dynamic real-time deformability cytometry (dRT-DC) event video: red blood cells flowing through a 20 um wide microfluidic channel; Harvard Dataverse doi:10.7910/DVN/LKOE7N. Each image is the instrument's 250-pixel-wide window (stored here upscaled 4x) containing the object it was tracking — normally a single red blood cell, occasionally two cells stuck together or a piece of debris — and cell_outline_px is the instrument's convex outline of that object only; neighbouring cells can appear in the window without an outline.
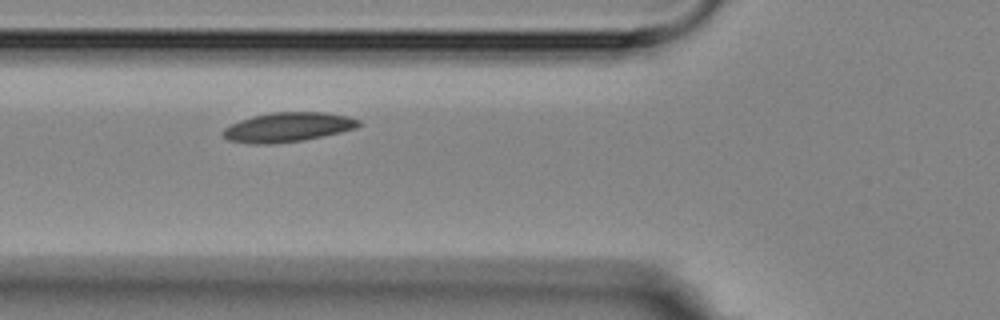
{"species": "Egyptian fruit bat (a non-hibernating species)", "species_latin": "Rousettus aegyptiacus", "temperature_condition": "room temperature", "stored_images_in_passage": 6, "camera_frame_rate_fps": 3000, "um_per_image_px": 0.085, "animal": {"sex": "female"}, "frame": {"image": 1, "passage_image": 5, "time_ms": 4.667, "image_size_px": [1000, 320], "cell_outline_px": [[360, 124], [356, 128], [324, 136], [304, 140], [272, 144], [256, 144], [228, 140], [220, 132], [224, 128], [240, 120], [252, 116], [272, 112], [324, 112], [348, 116], [360, 120]], "centroid_in_image_um": [24.46, 10.81], "position_along_channel_um": 101.3, "area_um2": 23.29}}
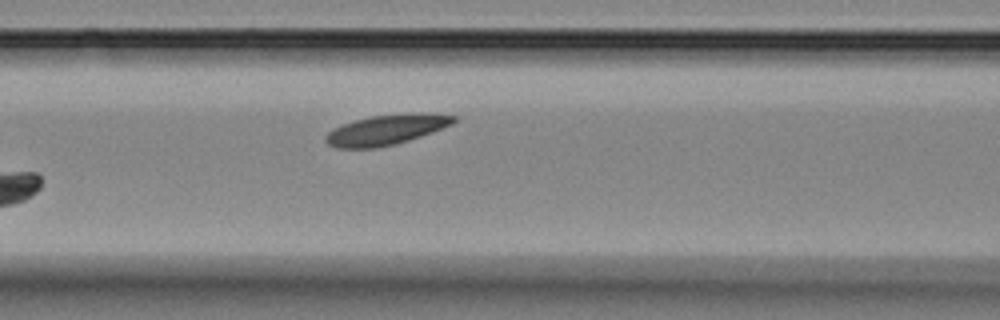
{"frame": {"image": 2, "passage_image": 6, "time_ms": 5.667, "image_size_px": [1000, 320], "cell_outline_px": [[456, 120], [452, 124], [432, 132], [396, 144], [376, 148], [336, 148], [328, 144], [324, 140], [324, 136], [332, 128], [356, 120], [372, 116], [420, 112], [456, 116]], "centroid_in_image_um": [32.8, 11.04], "position_along_channel_um": 133.8, "area_um2": 22.37}}